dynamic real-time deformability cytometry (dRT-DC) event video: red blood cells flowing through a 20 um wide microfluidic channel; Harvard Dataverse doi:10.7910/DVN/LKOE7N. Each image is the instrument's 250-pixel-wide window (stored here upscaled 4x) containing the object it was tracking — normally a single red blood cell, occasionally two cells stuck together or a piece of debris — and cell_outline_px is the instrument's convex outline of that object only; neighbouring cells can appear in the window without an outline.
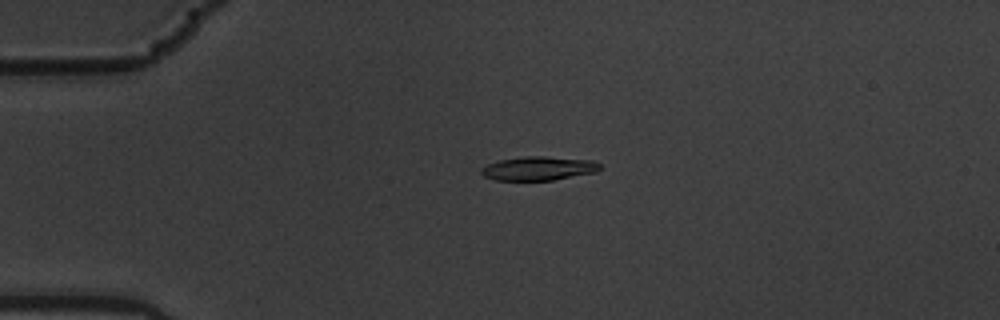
{"species": "common noctule bat (a hibernating species)", "species_latin": "Nyctalus noctula", "temperature_condition": "warm", "stored_images_in_passage": 58, "camera_frame_rate_fps": 3000, "um_per_image_px": 0.085, "animal": {"sex": "male", "body_mass_g": 19.5, "forearm_length_mm": 54.6}, "frame": {"image": 1, "passage_image": 14, "time_ms": 4.333, "image_size_px": [1000, 320], "cell_outline_px": [[600, 168], [596, 172], [552, 180], [496, 180], [484, 176], [480, 172], [480, 168], [488, 164], [500, 160], [524, 156], [544, 156], [592, 160], [600, 164]], "centroid_in_image_um": [45.76, 14.31], "position_along_channel_um": 39.2, "area_um2": 16.42}}
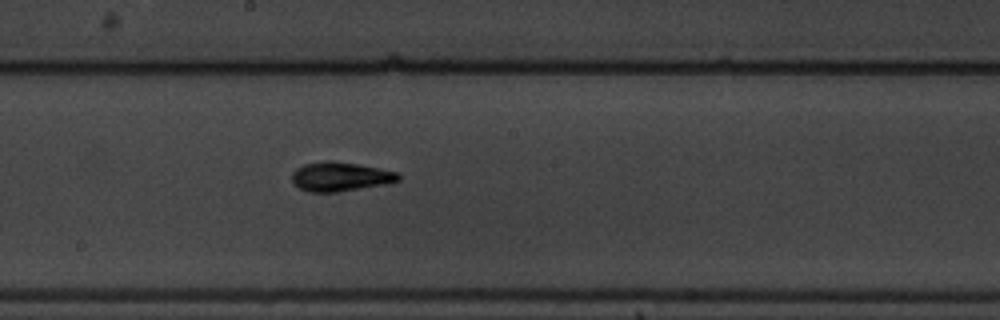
{"frame": {"image": 2, "passage_image": 32, "time_ms": 10.333, "image_size_px": [1000, 320], "cell_outline_px": [[400, 180], [384, 184], [336, 192], [308, 192], [292, 184], [292, 172], [296, 168], [304, 164], [328, 160], [360, 164], [396, 172], [400, 176]], "centroid_in_image_um": [28.87, 15.01], "position_along_channel_um": 219.3, "area_um2": 18.03}}
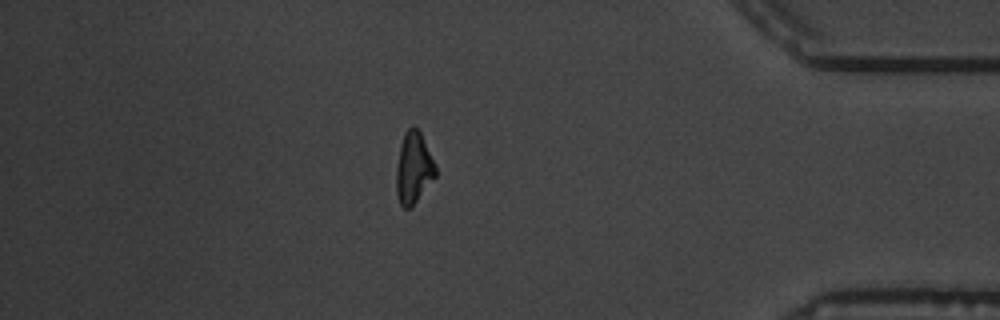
{"frame": {"image": 3, "passage_image": 50, "time_ms": 16.333, "image_size_px": [1000, 320], "cell_outline_px": [[436, 176], [416, 200], [408, 208], [404, 208], [400, 204], [396, 192], [396, 168], [400, 144], [404, 132], [412, 124], [420, 132], [436, 164]], "centroid_in_image_um": [35.14, 14.23], "position_along_channel_um": 400.1, "area_um2": 16.24}, "authors_computed_cell_mechanics": {"area_um2": 16.6753, "velocity_mm_per_s": 3.5676, "shape_relaxation_time_tau1_ms": 4.1606, "shape_relaxation_time_tau2_ms": 3.0377, "deformation_change_tau1": 0.1772, "deformation_change_tau2": 0.0908}}